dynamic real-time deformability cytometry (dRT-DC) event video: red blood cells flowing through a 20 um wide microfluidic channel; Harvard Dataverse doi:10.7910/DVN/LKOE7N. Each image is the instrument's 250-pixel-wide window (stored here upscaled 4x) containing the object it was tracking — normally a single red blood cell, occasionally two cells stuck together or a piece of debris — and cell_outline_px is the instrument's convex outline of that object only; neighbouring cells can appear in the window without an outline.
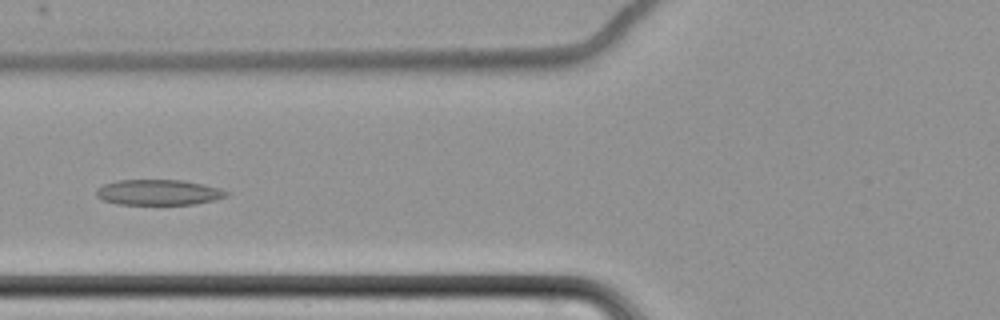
{"species": "common noctule bat (a hibernating species)", "species_latin": "Nyctalus noctula", "temperature_condition": "cold", "stored_images_in_passage": 10, "camera_frame_rate_fps": 3000, "um_per_image_px": 0.085, "animal": {"sex": "female", "body_mass_g": 22.7, "forearm_length_mm": 54.2}, "frame": {"image": 1, "passage_image": 7, "time_ms": 8.333, "image_size_px": [1000, 320], "cell_outline_px": [[228, 196], [216, 200], [196, 204], [116, 204], [104, 200], [96, 196], [96, 192], [104, 184], [116, 180], [180, 180], [220, 188], [228, 192]], "centroid_in_image_um": [13.49, 16.35], "position_along_channel_um": 112.3, "area_um2": 19.19}}
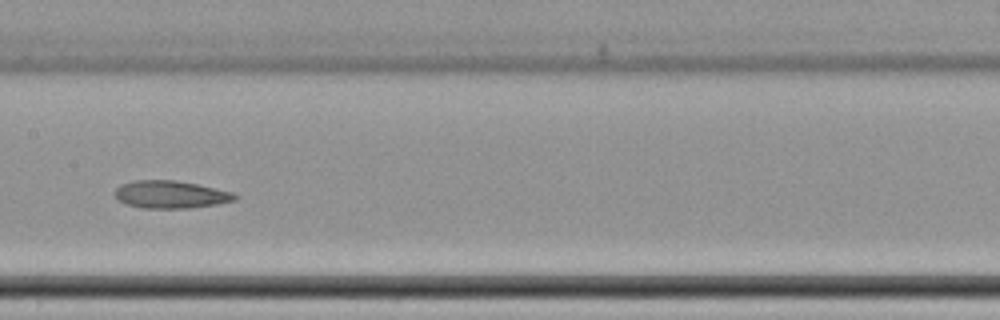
{"frame": {"image": 2, "passage_image": 9, "time_ms": 10.667, "image_size_px": [1000, 320], "cell_outline_px": [[240, 196], [236, 200], [216, 204], [188, 208], [140, 208], [128, 204], [120, 200], [112, 192], [120, 184], [136, 180], [176, 180], [196, 184], [232, 192]], "centroid_in_image_um": [14.5, 16.53], "position_along_channel_um": 192.9, "area_um2": 19.25}}
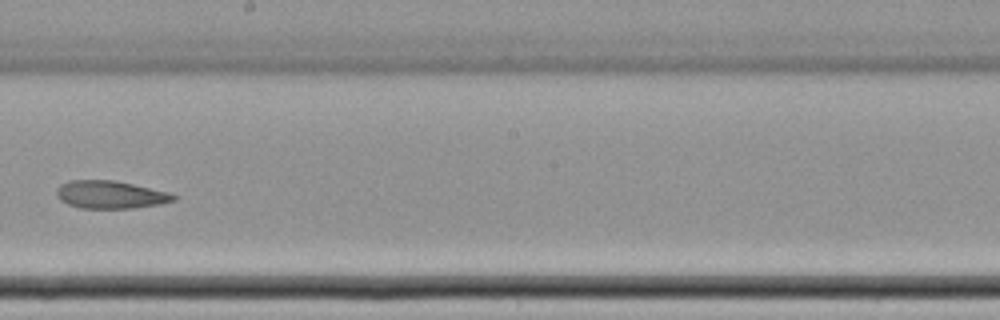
{"frame": {"image": 3, "passage_image": 10, "time_ms": 12.0, "image_size_px": [1000, 320], "cell_outline_px": [[180, 196], [176, 200], [160, 204], [132, 208], [80, 208], [68, 204], [60, 200], [56, 196], [56, 188], [60, 184], [68, 180], [112, 180], [132, 184], [168, 192]], "centroid_in_image_um": [9.37, 16.54], "position_along_channel_um": 238.8, "area_um2": 19.02}}